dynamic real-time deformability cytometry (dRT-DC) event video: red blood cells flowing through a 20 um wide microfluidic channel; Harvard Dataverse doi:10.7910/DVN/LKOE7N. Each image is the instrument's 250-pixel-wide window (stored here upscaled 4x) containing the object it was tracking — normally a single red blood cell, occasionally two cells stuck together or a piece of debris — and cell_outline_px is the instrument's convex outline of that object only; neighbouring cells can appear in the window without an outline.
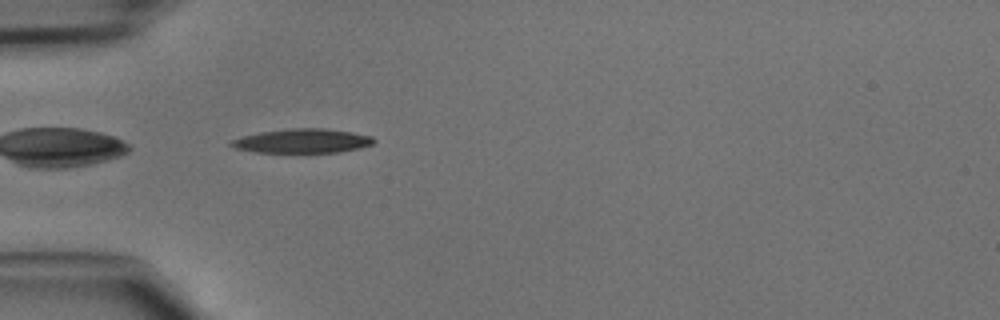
{"species": "common noctule bat (a hibernating species)", "species_latin": "Nyctalus noctula", "temperature_condition": "cold", "stored_images_in_passage": 33, "camera_frame_rate_fps": 3000, "um_per_image_px": 0.085, "animal": {"sex": "male", "body_mass_g": 15.6}, "frame": {"image": 1, "passage_image": 1, "time_ms": 0.0, "image_size_px": [1000, 320], "cell_outline_px": [[376, 140], [372, 144], [360, 148], [340, 152], [256, 152], [236, 148], [228, 144], [232, 140], [244, 136], [260, 132], [292, 128], [324, 128], [352, 132], [372, 136]], "centroid_in_image_um": [25.74, 11.97], "position_along_channel_um": 59.3, "area_um2": 19.94}}
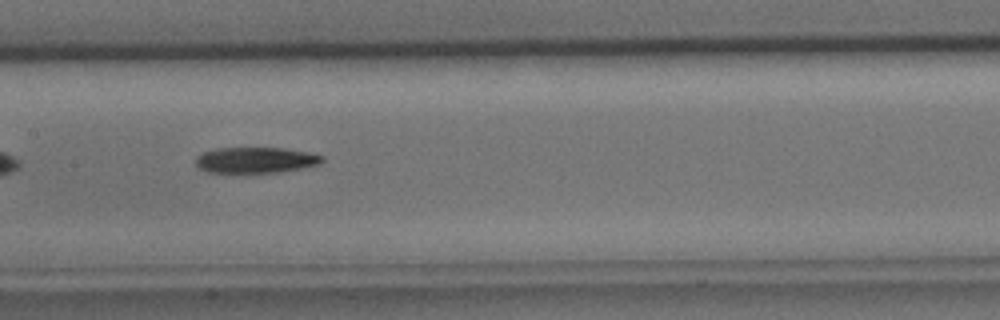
{"frame": {"image": 2, "passage_image": 10, "time_ms": 3.0, "image_size_px": [1000, 320], "cell_outline_px": [[324, 160], [320, 164], [280, 172], [208, 172], [200, 168], [196, 164], [196, 156], [204, 152], [216, 148], [284, 148], [308, 152], [324, 156]], "centroid_in_image_um": [21.75, 13.6], "position_along_channel_um": 185.7, "area_um2": 18.9}}
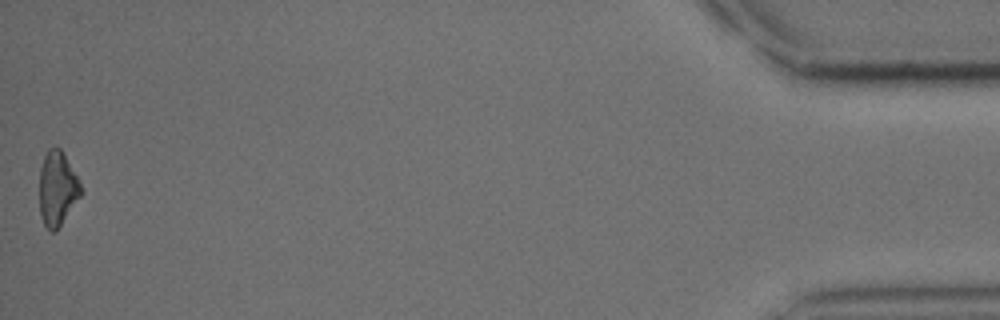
{"frame": {"image": 3, "passage_image": 33, "time_ms": 10.667, "image_size_px": [1000, 320], "cell_outline_px": [[84, 192], [56, 232], [52, 232], [44, 224], [40, 216], [40, 168], [44, 156], [48, 148], [60, 148], [76, 176]], "centroid_in_image_um": [4.88, 16.07], "position_along_channel_um": 430.3, "area_um2": 17.86}}